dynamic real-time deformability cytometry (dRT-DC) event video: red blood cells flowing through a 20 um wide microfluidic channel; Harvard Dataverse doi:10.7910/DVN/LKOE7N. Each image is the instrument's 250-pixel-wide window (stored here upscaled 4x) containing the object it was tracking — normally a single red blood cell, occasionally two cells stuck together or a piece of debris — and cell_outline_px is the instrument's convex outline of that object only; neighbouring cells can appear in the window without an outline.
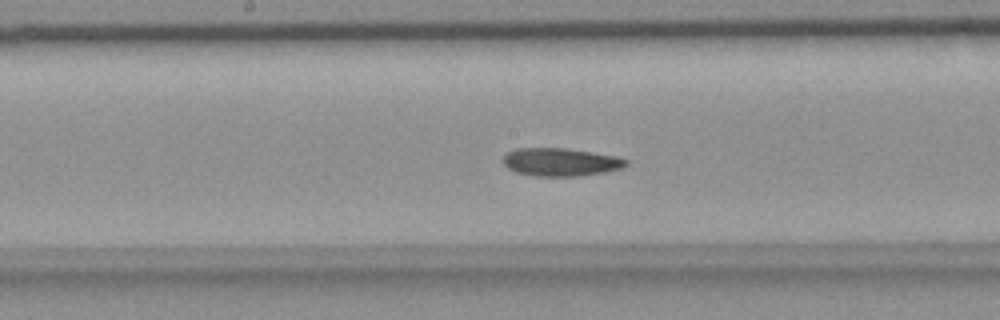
{"species": "common noctule bat (a hibernating species)", "species_latin": "Nyctalus noctula", "temperature_condition": "room temperature", "stored_images_in_passage": 43, "camera_frame_rate_fps": 3000, "um_per_image_px": 0.085, "animal": {"sex": "female", "body_mass_g": 18.4}, "frame": {"image": 1, "passage_image": 15, "time_ms": 4.667, "image_size_px": [1000, 320], "cell_outline_px": [[628, 164], [620, 168], [604, 172], [580, 176], [532, 176], [516, 172], [508, 168], [500, 160], [508, 152], [516, 148], [564, 148], [592, 152], [616, 156], [628, 160]], "centroid_in_image_um": [47.62, 13.77], "position_along_channel_um": 200.6, "area_um2": 20.11}}
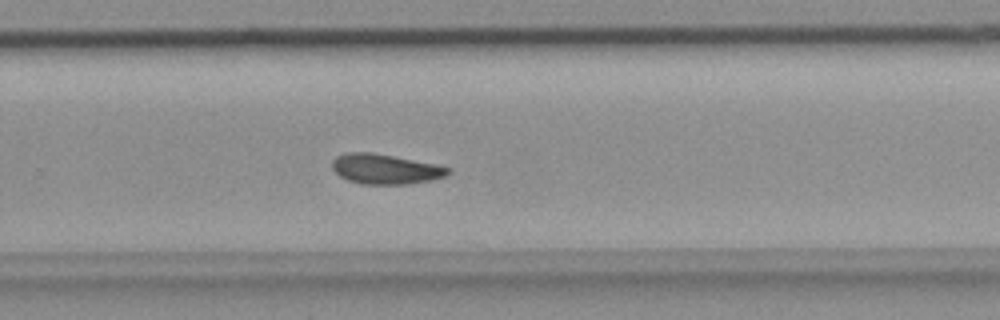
{"frame": {"image": 2, "passage_image": 23, "time_ms": 7.333, "image_size_px": [1000, 320], "cell_outline_px": [[452, 172], [444, 176], [432, 180], [408, 184], [360, 184], [348, 180], [340, 176], [332, 168], [332, 160], [336, 156], [344, 152], [368, 152], [392, 156], [436, 164], [452, 168]], "centroid_in_image_um": [32.75, 14.37], "position_along_channel_um": 297.0, "area_um2": 20.29}}
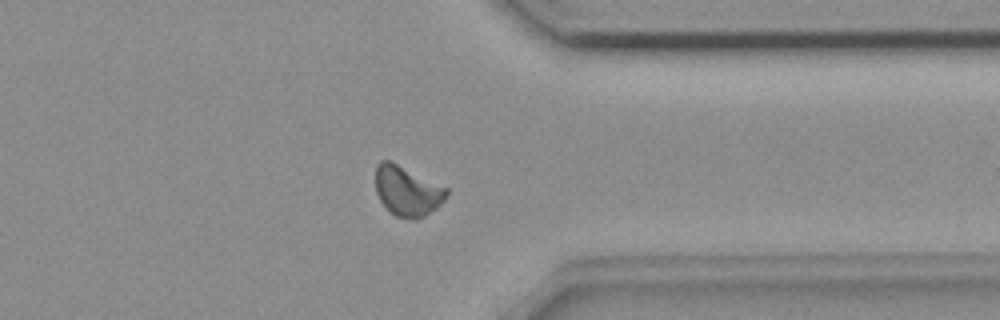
{"frame": {"image": 3, "passage_image": 30, "time_ms": 9.667, "image_size_px": [1000, 320], "cell_outline_px": [[448, 196], [436, 208], [424, 216], [416, 220], [412, 220], [396, 216], [388, 212], [380, 200], [376, 192], [376, 164], [380, 160], [392, 160], [448, 188]], "centroid_in_image_um": [34.61, 16.23], "position_along_channel_um": 376.8, "area_um2": 21.04}, "authors_computed_cell_mechanics": {"area_um2": 20.23, "velocity_mm_per_s": 3.6288, "shape_relaxation_time_tau1_ms": null, "shape_relaxation_time_tau2_ms": 5.1203, "deformation_change_tau1": null, "deformation_change_tau2": 0.0963}}